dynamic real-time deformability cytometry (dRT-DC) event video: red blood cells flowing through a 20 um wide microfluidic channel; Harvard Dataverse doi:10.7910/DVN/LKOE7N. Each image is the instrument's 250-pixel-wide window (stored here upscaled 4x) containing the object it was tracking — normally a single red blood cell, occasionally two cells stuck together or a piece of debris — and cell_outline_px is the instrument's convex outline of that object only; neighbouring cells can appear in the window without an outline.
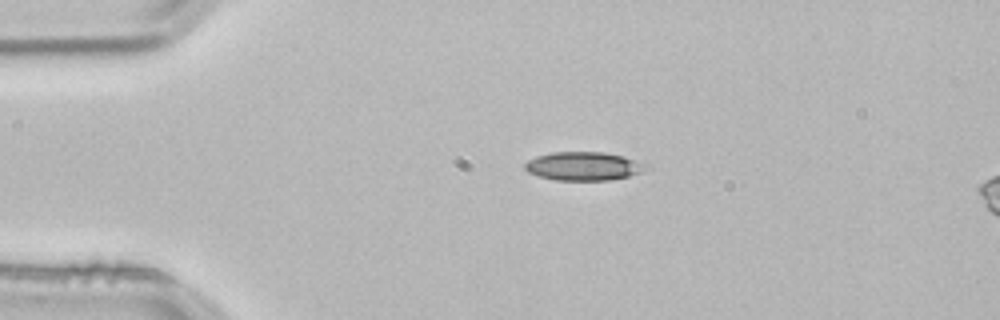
{"species": "common noctule bat (a hibernating species)", "species_latin": "Nyctalus noctula", "temperature_condition": "room temperature", "stored_images_in_passage": 2, "camera_frame_rate_fps": 3000, "um_per_image_px": 0.085, "animal": {"sex": "male", "body_mass_g": 21.5, "forearm_length_mm": 52.0}, "frame": {"image": 1, "passage_image": 1, "time_ms": 0.0, "image_size_px": [1000, 320], "cell_outline_px": [[652, 168], [644, 172], [628, 176], [608, 180], [556, 180], [540, 176], [528, 172], [524, 168], [524, 164], [528, 160], [536, 156], [552, 152], [604, 152], [624, 156], [652, 164]], "centroid_in_image_um": [49.7, 14.11], "position_along_channel_um": 35.3, "area_um2": 20.52}}